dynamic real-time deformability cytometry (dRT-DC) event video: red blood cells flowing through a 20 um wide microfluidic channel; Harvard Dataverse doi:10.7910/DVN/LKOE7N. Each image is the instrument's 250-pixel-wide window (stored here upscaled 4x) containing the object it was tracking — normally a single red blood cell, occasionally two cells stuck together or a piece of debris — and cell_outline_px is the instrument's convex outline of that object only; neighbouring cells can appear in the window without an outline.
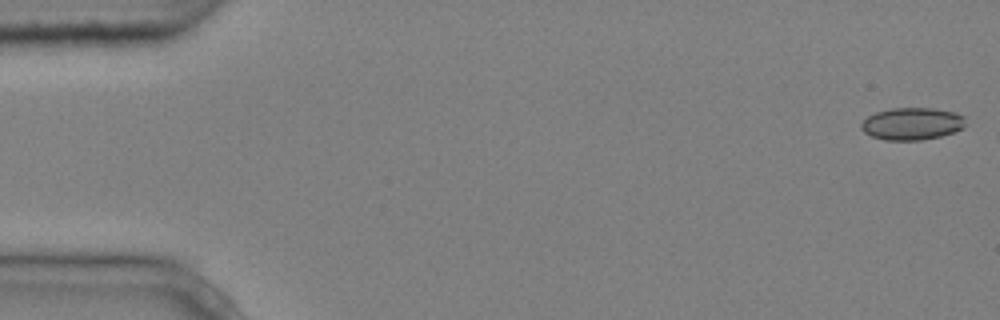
{"species": "common noctule bat (a hibernating species)", "species_latin": "Nyctalus noctula", "temperature_condition": "cold", "stored_images_in_passage": 3, "camera_frame_rate_fps": 3000, "um_per_image_px": 0.085, "animal": {"sex": "male", "body_mass_g": 20.4}, "frame": {"image": 1, "passage_image": 1, "time_ms": 0.0, "image_size_px": [1000, 320], "cell_outline_px": [[968, 124], [964, 128], [940, 136], [920, 140], [884, 140], [872, 136], [864, 132], [860, 128], [860, 124], [868, 116], [876, 112], [892, 108], [932, 108], [956, 112], [964, 116]], "centroid_in_image_um": [77.55, 10.51], "position_along_channel_um": 7.5, "area_um2": 19.77}}